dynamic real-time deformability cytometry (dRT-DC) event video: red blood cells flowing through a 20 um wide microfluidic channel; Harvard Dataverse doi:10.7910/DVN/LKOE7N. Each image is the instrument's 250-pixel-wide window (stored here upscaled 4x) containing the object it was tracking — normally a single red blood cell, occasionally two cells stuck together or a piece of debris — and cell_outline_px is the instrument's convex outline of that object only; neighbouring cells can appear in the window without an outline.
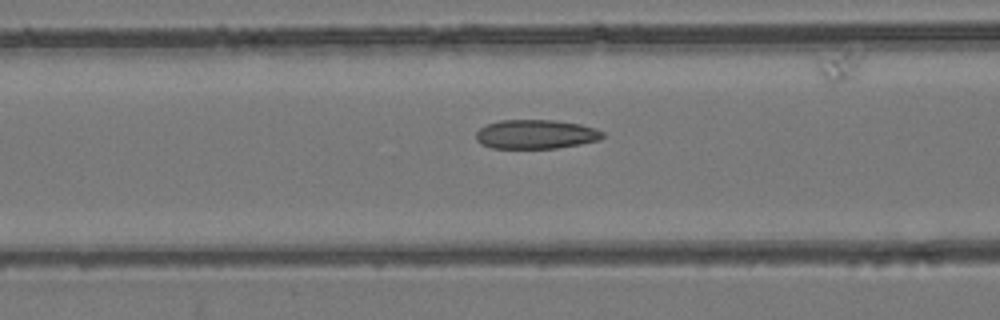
{"species": "common noctule bat (a hibernating species)", "species_latin": "Nyctalus noctula", "temperature_condition": "room temperature", "stored_images_in_passage": 30, "camera_frame_rate_fps": 3000, "um_per_image_px": 0.085, "animal": {"sex": "female", "body_mass_g": 24.6, "forearm_length_mm": 56.2}, "frame": {"image": 1, "passage_image": 8, "time_ms": 2.333, "image_size_px": [1000, 320], "cell_outline_px": [[604, 136], [600, 140], [580, 144], [556, 148], [492, 148], [480, 144], [476, 140], [476, 132], [480, 128], [488, 124], [500, 120], [552, 120], [580, 124], [596, 128], [604, 132]], "centroid_in_image_um": [45.55, 11.41], "position_along_channel_um": 121.0, "area_um2": 21.56}}
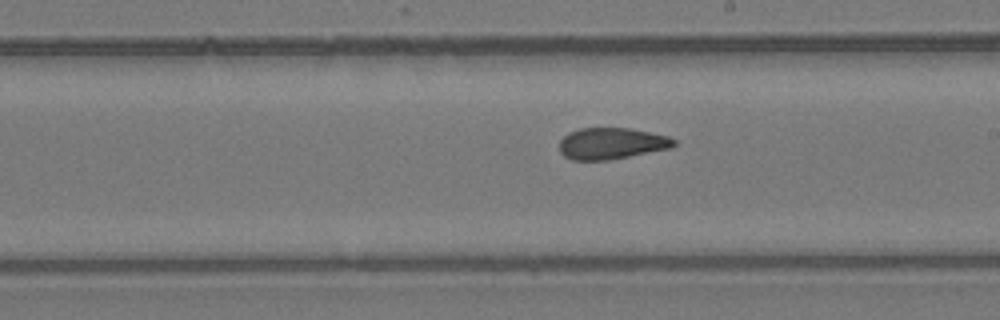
{"frame": {"image": 2, "passage_image": 17, "time_ms": 5.333, "image_size_px": [1000, 320], "cell_outline_px": [[676, 144], [672, 148], [608, 160], [572, 160], [564, 156], [560, 152], [560, 140], [568, 132], [580, 128], [632, 128], [668, 136], [676, 140]], "centroid_in_image_um": [51.98, 12.19], "position_along_channel_um": 237.0, "area_um2": 21.1}}
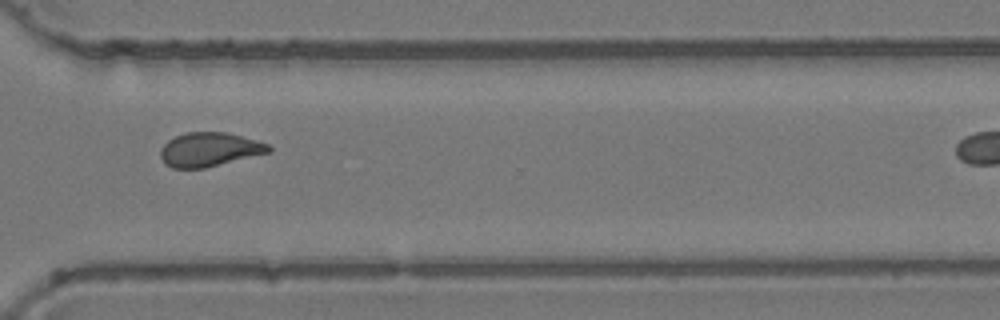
{"frame": {"image": 3, "passage_image": 26, "time_ms": 8.333, "image_size_px": [1000, 320], "cell_outline_px": [[272, 152], [204, 168], [172, 168], [164, 164], [160, 156], [160, 148], [168, 140], [176, 136], [188, 132], [224, 132], [256, 140], [268, 144], [272, 148]], "centroid_in_image_um": [17.79, 12.72], "position_along_channel_um": 352.8, "area_um2": 21.44}}